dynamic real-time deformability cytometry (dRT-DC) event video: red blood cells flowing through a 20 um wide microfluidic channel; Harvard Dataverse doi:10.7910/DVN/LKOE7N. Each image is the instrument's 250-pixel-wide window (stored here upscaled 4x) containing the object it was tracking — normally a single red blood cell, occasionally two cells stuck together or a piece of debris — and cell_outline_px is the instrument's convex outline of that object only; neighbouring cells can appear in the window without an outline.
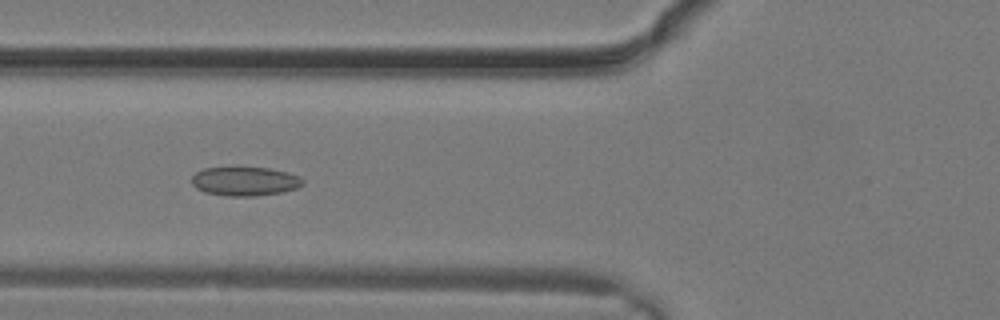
{"species": "common noctule bat (a hibernating species)", "species_latin": "Nyctalus noctula", "temperature_condition": "warm", "stored_images_in_passage": 17, "camera_frame_rate_fps": 3000, "um_per_image_px": 0.085, "animal": {"sex": "male", "body_mass_g": 19.2, "forearm_length_mm": 51.8}, "frame": {"image": 1, "passage_image": 12, "time_ms": 3.667, "image_size_px": [1000, 320], "cell_outline_px": [[304, 184], [296, 188], [280, 192], [252, 196], [228, 196], [204, 192], [196, 188], [192, 184], [192, 176], [196, 172], [204, 168], [268, 168], [288, 172], [304, 180]], "centroid_in_image_um": [20.79, 15.41], "position_along_channel_um": 105.0, "area_um2": 18.5}}
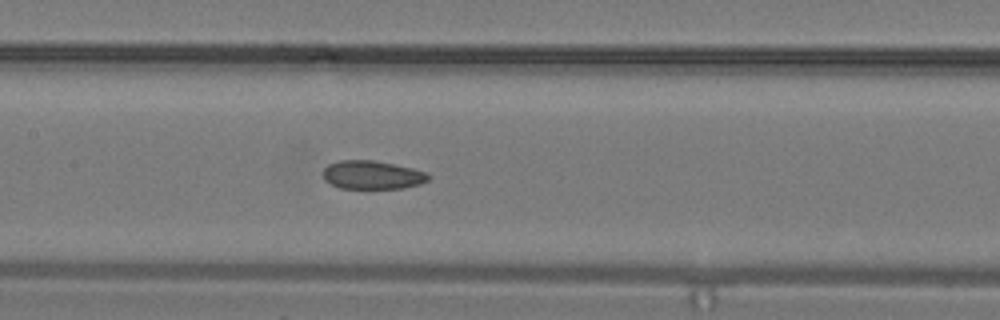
{"frame": {"image": 2, "passage_image": 15, "time_ms": 4.667, "image_size_px": [1000, 320], "cell_outline_px": [[432, 176], [428, 180], [420, 184], [404, 188], [340, 188], [324, 180], [324, 168], [328, 164], [340, 160], [372, 160], [412, 168], [424, 172]], "centroid_in_image_um": [31.64, 14.87], "position_along_channel_um": 175.8, "area_um2": 17.34}}
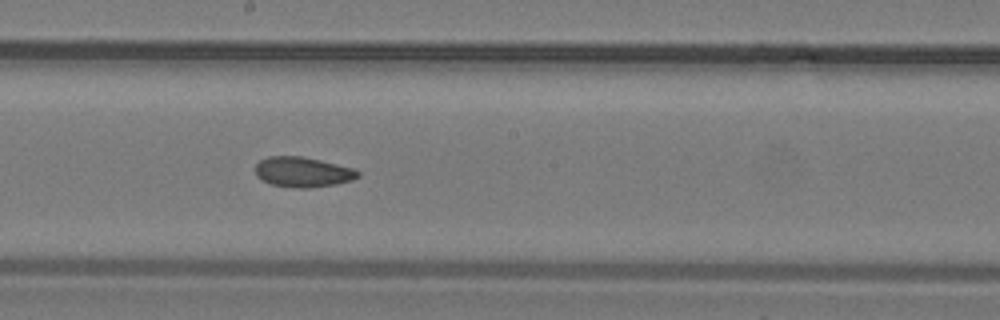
{"frame": {"image": 3, "passage_image": 17, "time_ms": 5.333, "image_size_px": [1000, 320], "cell_outline_px": [[360, 176], [352, 180], [336, 184], [308, 188], [292, 188], [272, 184], [256, 176], [256, 164], [260, 160], [268, 156], [300, 156], [320, 160], [356, 168], [360, 172]], "centroid_in_image_um": [25.77, 14.62], "position_along_channel_um": 222.4, "area_um2": 18.09}}